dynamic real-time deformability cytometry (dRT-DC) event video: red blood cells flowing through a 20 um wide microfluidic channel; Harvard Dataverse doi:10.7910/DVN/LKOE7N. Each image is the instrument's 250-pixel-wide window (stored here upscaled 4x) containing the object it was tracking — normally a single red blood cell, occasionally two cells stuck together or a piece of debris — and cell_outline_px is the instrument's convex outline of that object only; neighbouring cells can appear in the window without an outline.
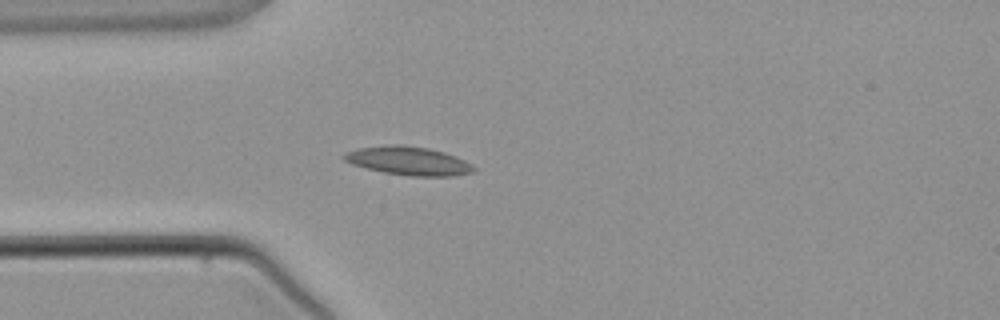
{"species": "common noctule bat (a hibernating species)", "species_latin": "Nyctalus noctula", "temperature_condition": "warm", "stored_images_in_passage": 4, "camera_frame_rate_fps": 3000, "um_per_image_px": 0.085, "animal": {"sex": "male", "body_mass_g": 21.5, "forearm_length_mm": 52.0}, "frame": {"image": 1, "passage_image": 4, "time_ms": 3.667, "image_size_px": [1000, 320], "cell_outline_px": [[476, 168], [472, 172], [452, 176], [412, 176], [384, 172], [352, 164], [344, 160], [340, 156], [348, 152], [360, 148], [388, 144], [400, 144], [428, 148], [444, 152], [456, 156], [472, 164]], "centroid_in_image_um": [34.73, 13.66], "position_along_channel_um": 50.3, "area_um2": 21.44}}